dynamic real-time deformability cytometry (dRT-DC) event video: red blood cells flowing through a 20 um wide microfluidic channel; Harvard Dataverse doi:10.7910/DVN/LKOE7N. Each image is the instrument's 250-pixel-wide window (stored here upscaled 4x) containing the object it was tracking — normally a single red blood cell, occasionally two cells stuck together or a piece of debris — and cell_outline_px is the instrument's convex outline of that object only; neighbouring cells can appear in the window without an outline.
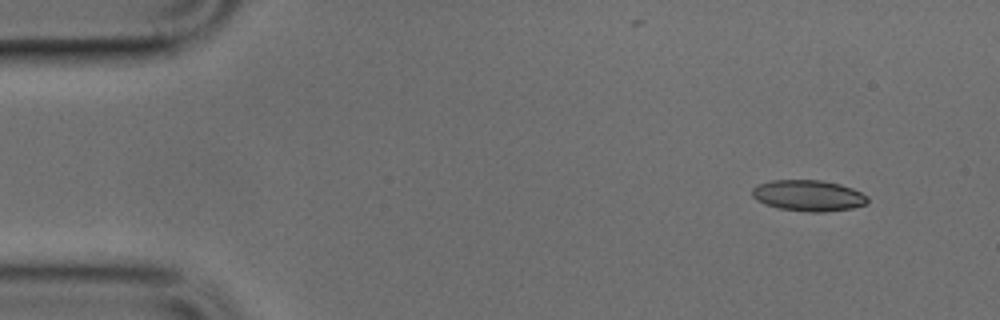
{"species": "common noctule bat (a hibernating species)", "species_latin": "Nyctalus noctula", "temperature_condition": "cold", "stored_images_in_passage": 8, "camera_frame_rate_fps": 3000, "um_per_image_px": 0.085, "animal": {"sex": "male", "body_mass_g": 17.9, "forearm_length_mm": 54.2}, "frame": {"image": 1, "passage_image": 1, "time_ms": 0.0, "image_size_px": [1000, 320], "cell_outline_px": [[868, 204], [852, 208], [824, 212], [808, 212], [780, 208], [764, 204], [756, 200], [752, 196], [752, 188], [760, 184], [772, 180], [820, 180], [840, 184], [852, 188], [868, 196]], "centroid_in_image_um": [68.72, 16.63], "position_along_channel_um": 16.3, "area_um2": 20.92}}